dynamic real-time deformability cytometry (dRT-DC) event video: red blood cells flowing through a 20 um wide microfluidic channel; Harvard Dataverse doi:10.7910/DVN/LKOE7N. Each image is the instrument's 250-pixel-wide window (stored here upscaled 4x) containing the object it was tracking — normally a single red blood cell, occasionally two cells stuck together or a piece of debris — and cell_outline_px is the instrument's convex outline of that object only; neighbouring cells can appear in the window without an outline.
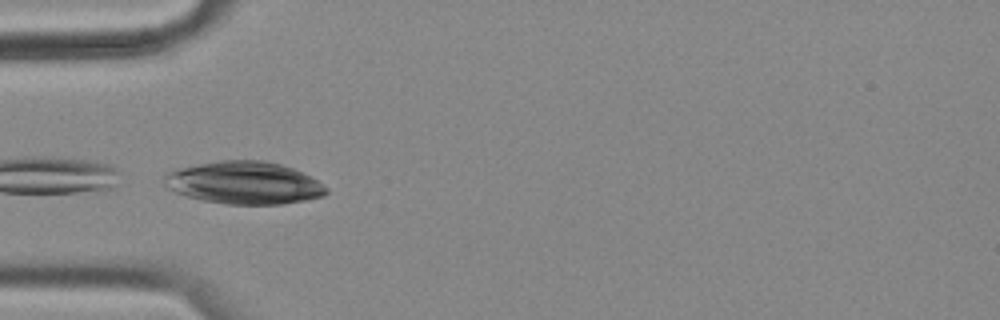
{"species": "common noctule bat (a hibernating species)", "species_latin": "Nyctalus noctula", "temperature_condition": "cold", "stored_images_in_passage": 37, "camera_frame_rate_fps": 3000, "um_per_image_px": 0.085, "animal": {"sex": "female", "body_mass_g": 18.4}, "frame": {"image": 1, "passage_image": 1, "time_ms": 0.0, "image_size_px": [1000, 320], "cell_outline_px": [[328, 192], [324, 196], [304, 200], [280, 204], [228, 204], [204, 200], [188, 196], [176, 192], [168, 188], [164, 184], [164, 172], [200, 164], [220, 160], [264, 160], [280, 164], [292, 168], [316, 180], [328, 188]], "centroid_in_image_um": [20.75, 15.54], "position_along_channel_um": 64.3, "area_um2": 39.77}}